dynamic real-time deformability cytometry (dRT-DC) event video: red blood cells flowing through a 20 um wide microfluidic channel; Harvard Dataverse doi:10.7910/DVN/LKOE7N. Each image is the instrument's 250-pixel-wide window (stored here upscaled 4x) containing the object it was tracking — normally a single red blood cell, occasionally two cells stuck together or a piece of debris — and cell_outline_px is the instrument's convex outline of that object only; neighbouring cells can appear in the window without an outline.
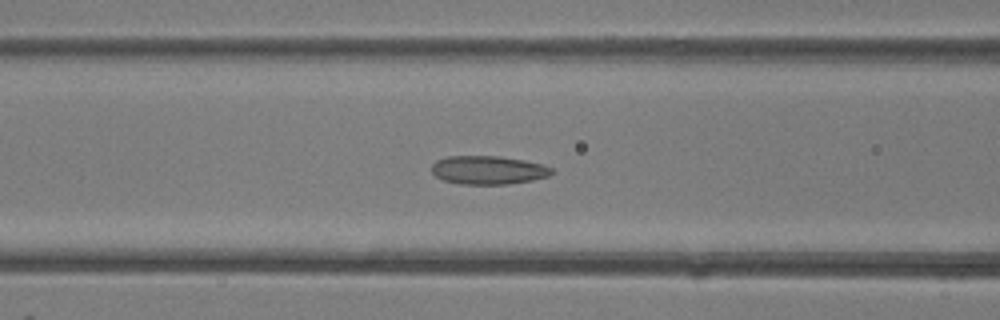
{"species": "common noctule bat (a hibernating species)", "species_latin": "Nyctalus noctula", "temperature_condition": "room temperature", "stored_images_in_passage": 42, "camera_frame_rate_fps": 3000, "um_per_image_px": 0.085, "animal": {"sex": "female"}, "frame": {"image": 1, "passage_image": 17, "time_ms": 5.333, "image_size_px": [1000, 320], "cell_outline_px": [[556, 172], [548, 176], [532, 180], [508, 184], [460, 184], [444, 180], [436, 176], [432, 172], [432, 164], [436, 160], [448, 156], [500, 156], [524, 160], [544, 164], [552, 168]], "centroid_in_image_um": [41.53, 14.45], "position_along_channel_um": 125.1, "area_um2": 20.06}}
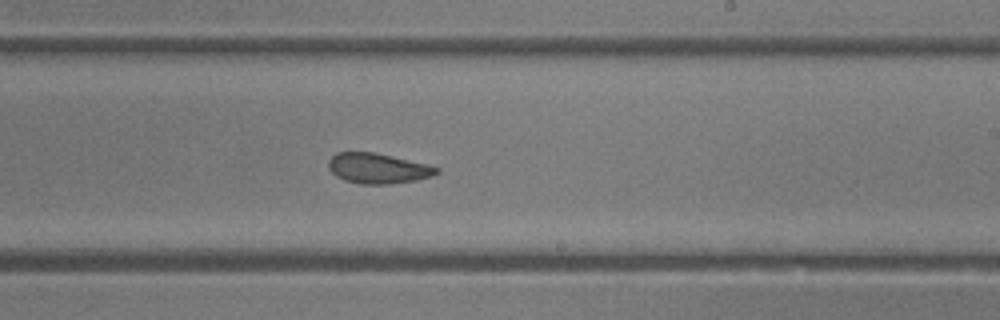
{"frame": {"image": 2, "passage_image": 25, "time_ms": 8.0, "image_size_px": [1000, 320], "cell_outline_px": [[440, 172], [432, 176], [416, 180], [388, 184], [360, 184], [344, 180], [336, 176], [328, 168], [328, 160], [336, 152], [372, 152], [428, 164], [440, 168]], "centroid_in_image_um": [32.11, 14.31], "position_along_channel_um": 256.9, "area_um2": 19.07}}
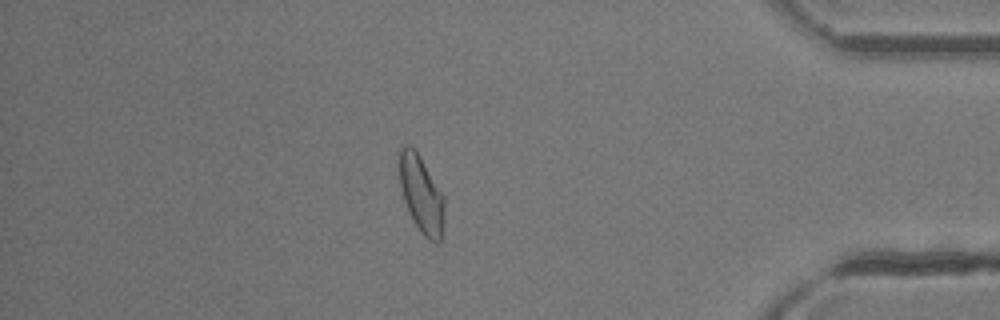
{"frame": {"image": 3, "passage_image": 36, "time_ms": 11.667, "image_size_px": [1000, 320], "cell_outline_px": [[444, 236], [436, 244], [428, 240], [420, 232], [408, 212], [400, 188], [396, 160], [396, 152], [404, 144], [408, 144], [420, 156], [444, 196]], "centroid_in_image_um": [35.77, 16.5], "position_along_channel_um": 399.4, "area_um2": 21.1}}